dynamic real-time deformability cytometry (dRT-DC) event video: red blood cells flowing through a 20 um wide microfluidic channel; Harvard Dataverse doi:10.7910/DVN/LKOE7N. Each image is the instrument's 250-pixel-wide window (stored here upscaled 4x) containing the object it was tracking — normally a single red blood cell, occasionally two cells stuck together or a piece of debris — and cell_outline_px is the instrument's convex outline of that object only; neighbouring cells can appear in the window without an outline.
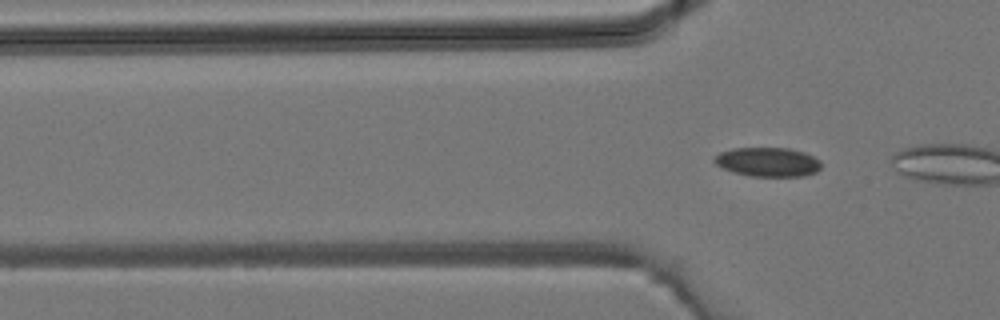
{"species": "common noctule bat (a hibernating species)", "species_latin": "Nyctalus noctula", "temperature_condition": "room temperature", "stored_images_in_passage": 2, "camera_frame_rate_fps": 3000, "um_per_image_px": 0.085, "animal": {"sex": "male", "body_mass_g": 19.2, "forearm_length_mm": 51.8}, "frame": {"image": 1, "passage_image": 2, "time_ms": 0.333, "image_size_px": [1000, 320], "cell_outline_px": [[820, 168], [816, 172], [804, 176], [752, 176], [736, 172], [724, 168], [716, 164], [712, 160], [720, 152], [732, 148], [788, 148], [804, 152], [820, 160]], "centroid_in_image_um": [65.28, 13.76], "position_along_channel_um": 60.5, "area_um2": 17.98}}